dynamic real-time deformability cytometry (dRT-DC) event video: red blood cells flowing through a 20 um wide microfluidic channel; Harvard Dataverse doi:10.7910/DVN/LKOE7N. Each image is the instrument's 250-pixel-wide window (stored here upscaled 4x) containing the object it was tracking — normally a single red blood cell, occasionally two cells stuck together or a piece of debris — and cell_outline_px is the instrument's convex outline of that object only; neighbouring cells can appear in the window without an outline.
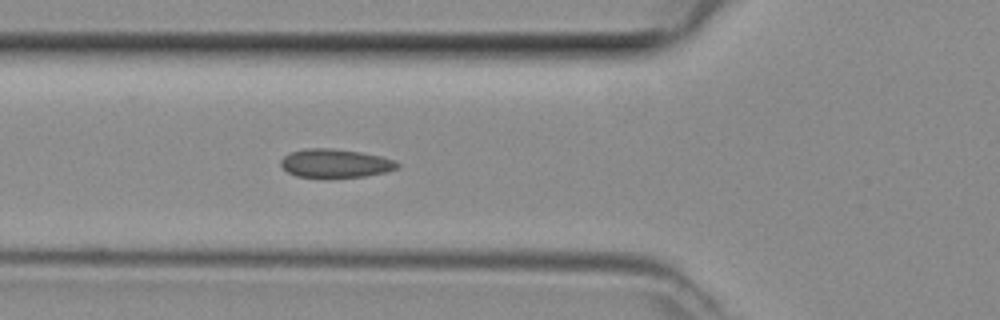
{"species": "common noctule bat (a hibernating species)", "species_latin": "Nyctalus noctula", "temperature_condition": "room temperature", "stored_images_in_passage": 30, "camera_frame_rate_fps": 3000, "um_per_image_px": 0.085, "animal": {"sex": "female", "body_mass_g": 29.2, "forearm_length_mm": 56.3}, "frame": {"image": 1, "passage_image": 7, "time_ms": 2.0, "image_size_px": [1000, 320], "cell_outline_px": [[400, 168], [388, 172], [364, 176], [296, 176], [288, 172], [280, 164], [280, 160], [284, 156], [292, 152], [304, 148], [332, 148], [360, 152], [380, 156], [392, 160], [400, 164]], "centroid_in_image_um": [28.52, 13.86], "position_along_channel_um": 97.3, "area_um2": 19.07}}
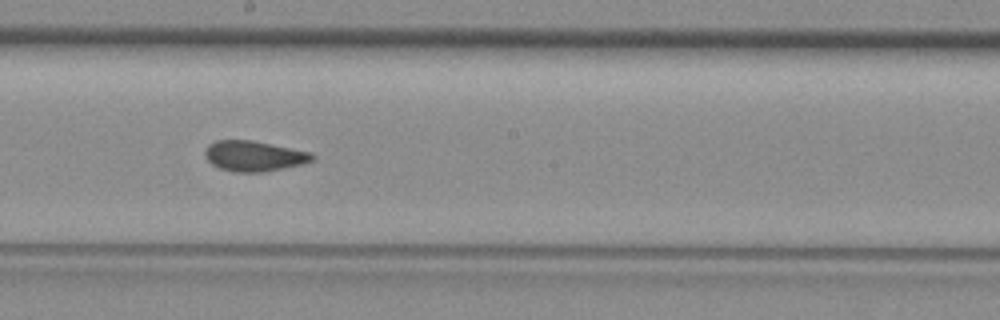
{"frame": {"image": 2, "passage_image": 16, "time_ms": 5.0, "image_size_px": [1000, 320], "cell_outline_px": [[316, 160], [300, 164], [264, 172], [232, 172], [220, 168], [212, 164], [204, 156], [204, 152], [208, 144], [216, 140], [252, 140], [312, 152], [316, 156]], "centroid_in_image_um": [21.59, 13.26], "position_along_channel_um": 226.6, "area_um2": 19.13}}
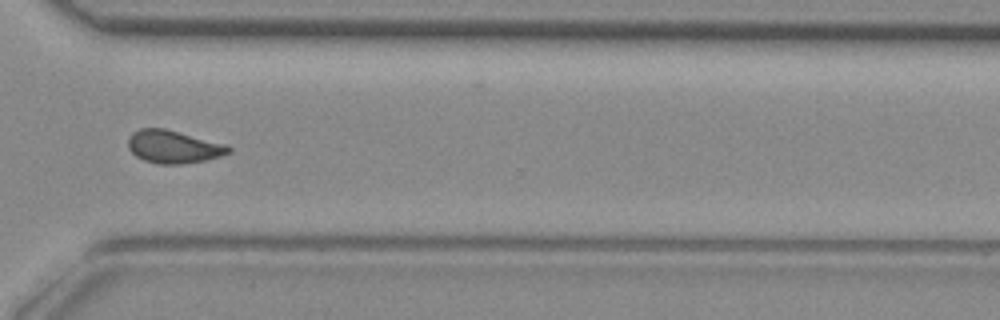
{"frame": {"image": 3, "passage_image": 25, "time_ms": 8.0, "image_size_px": [1000, 320], "cell_outline_px": [[232, 152], [220, 156], [204, 160], [180, 164], [160, 164], [144, 160], [136, 156], [128, 148], [128, 140], [132, 132], [140, 128], [164, 128], [228, 144], [232, 148]], "centroid_in_image_um": [14.76, 12.46], "position_along_channel_um": 355.8, "area_um2": 19.31}}